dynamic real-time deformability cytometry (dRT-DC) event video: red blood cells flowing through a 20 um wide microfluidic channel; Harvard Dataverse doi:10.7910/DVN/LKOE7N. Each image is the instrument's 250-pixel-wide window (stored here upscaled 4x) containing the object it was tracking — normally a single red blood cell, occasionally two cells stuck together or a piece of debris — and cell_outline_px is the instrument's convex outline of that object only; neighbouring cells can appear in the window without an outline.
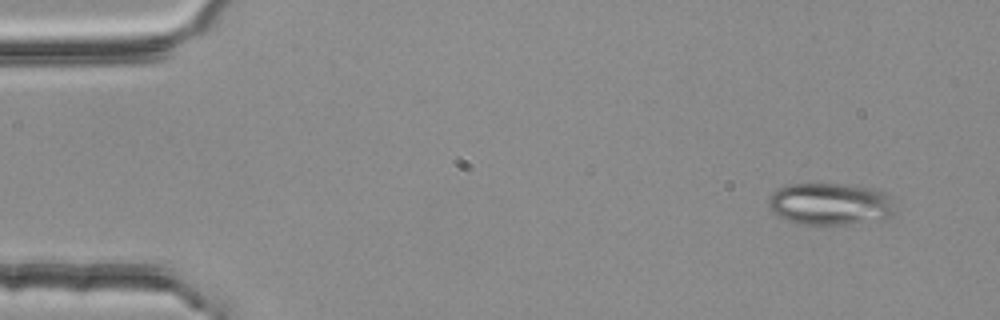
{"species": "common noctule bat (a hibernating species)", "species_latin": "Nyctalus noctula", "temperature_condition": "room temperature", "stored_images_in_passage": 3, "camera_frame_rate_fps": 3000, "um_per_image_px": 0.085, "animal": {"sex": "female", "body_mass_g": 25.1}, "frame": {"image": 1, "passage_image": 1, "time_ms": 0.0, "image_size_px": [1000, 320], "cell_outline_px": [[892, 216], [884, 220], [848, 224], [800, 224], [780, 216], [772, 212], [768, 208], [768, 196], [776, 188], [788, 184], [844, 184], [876, 188], [884, 192], [892, 200]], "centroid_in_image_um": [70.55, 17.33], "position_along_channel_um": 14.4, "area_um2": 31.27}}